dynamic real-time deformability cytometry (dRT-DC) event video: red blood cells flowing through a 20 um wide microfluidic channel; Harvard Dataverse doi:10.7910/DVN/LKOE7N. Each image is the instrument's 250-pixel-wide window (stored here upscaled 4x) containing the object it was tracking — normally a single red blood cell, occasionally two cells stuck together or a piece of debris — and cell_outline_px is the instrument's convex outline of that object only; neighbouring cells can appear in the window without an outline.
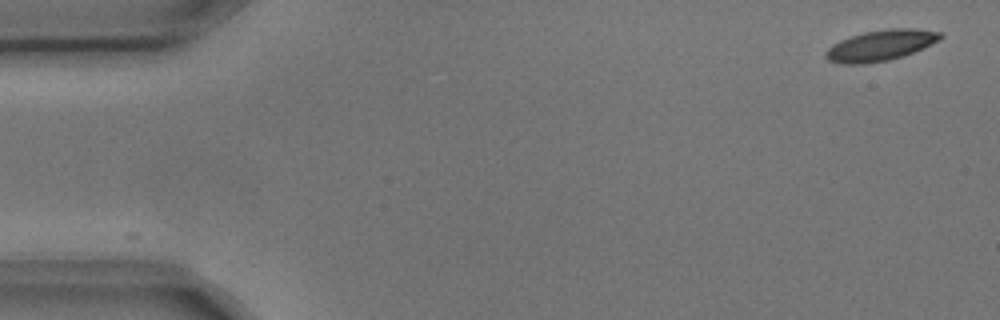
{"species": "common noctule bat (a hibernating species)", "species_latin": "Nyctalus noctula", "temperature_condition": "cold", "stored_images_in_passage": 4, "camera_frame_rate_fps": 3000, "um_per_image_px": 0.085, "animal": {"sex": "male", "body_mass_g": 17.9, "forearm_length_mm": 54.2}, "frame": {"image": 1, "passage_image": 1, "time_ms": 0.0, "image_size_px": [1000, 320], "cell_outline_px": [[944, 36], [940, 40], [904, 56], [888, 60], [864, 64], [840, 64], [828, 60], [824, 56], [824, 52], [832, 44], [840, 40], [864, 32], [888, 28], [912, 28], [940, 32]], "centroid_in_image_um": [74.83, 3.86], "position_along_channel_um": 10.2, "area_um2": 20.63}}
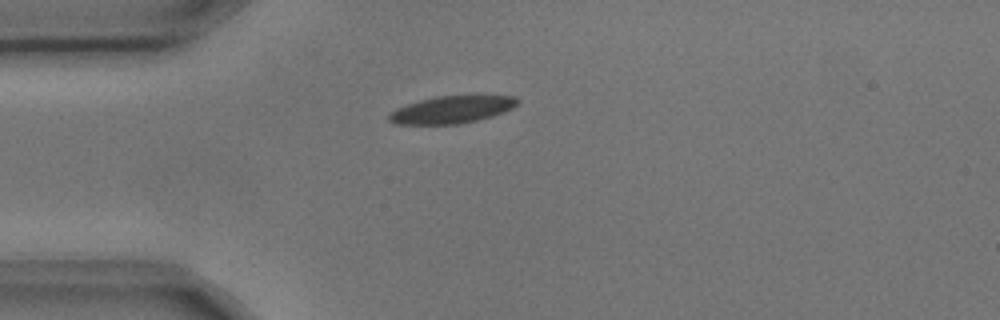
{"frame": {"image": 2, "passage_image": 4, "time_ms": 1.0, "image_size_px": [1000, 320], "cell_outline_px": [[520, 100], [512, 108], [504, 112], [492, 116], [460, 124], [396, 124], [388, 120], [388, 116], [396, 108], [420, 100], [436, 96], [516, 96]], "centroid_in_image_um": [38.4, 9.32], "position_along_channel_um": 46.6, "area_um2": 20.23}}